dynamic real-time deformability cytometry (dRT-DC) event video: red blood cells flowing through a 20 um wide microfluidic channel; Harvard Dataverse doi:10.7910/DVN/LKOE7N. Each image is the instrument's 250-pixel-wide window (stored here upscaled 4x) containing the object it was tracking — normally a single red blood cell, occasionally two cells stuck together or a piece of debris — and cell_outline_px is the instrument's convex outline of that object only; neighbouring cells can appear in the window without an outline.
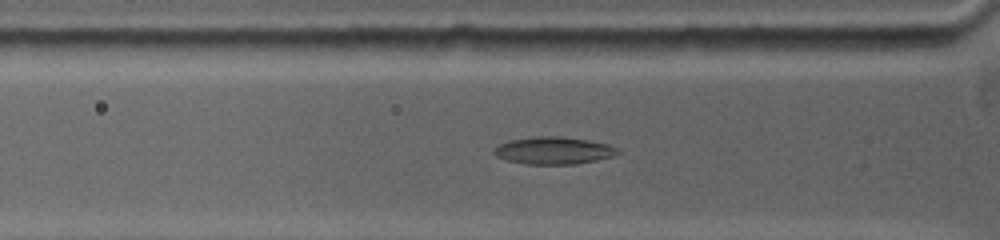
{"species": "common noctule bat (a hibernating species)", "species_latin": "Nyctalus noctula", "temperature_condition": "warm", "stored_images_in_passage": 36, "camera_frame_rate_fps": 5000, "um_per_image_px": 0.085, "animal": {"sex": "female", "body_mass_g": 19.0, "forearm_length_mm": 53.3}, "frame": {"image": 1, "passage_image": 7, "time_ms": 2.8, "image_size_px": [1000, 240], "cell_outline_px": [[620, 152], [612, 156], [596, 160], [576, 164], [528, 164], [508, 160], [496, 156], [492, 152], [500, 144], [512, 140], [536, 136], [560, 136], [588, 140], [604, 144], [616, 148]], "centroid_in_image_um": [47.04, 12.8], "position_along_channel_um": 78.8, "area_um2": 19.31}}
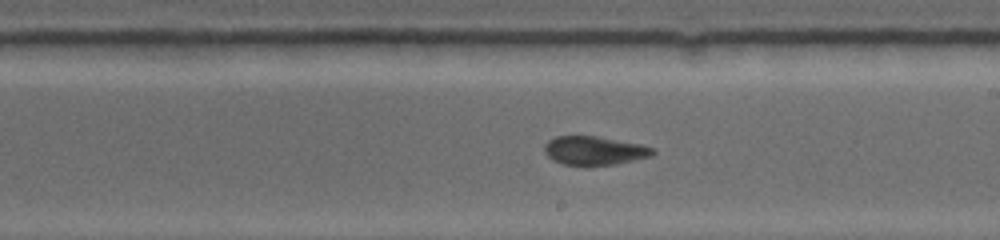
{"frame": {"image": 2, "passage_image": 19, "time_ms": 7.0, "image_size_px": [1000, 240], "cell_outline_px": [[656, 152], [648, 156], [612, 164], [564, 164], [548, 156], [544, 148], [544, 144], [548, 140], [556, 136], [596, 136], [636, 144], [652, 148]], "centroid_in_image_um": [50.45, 12.77], "position_along_channel_um": 238.6, "area_um2": 17.22}}
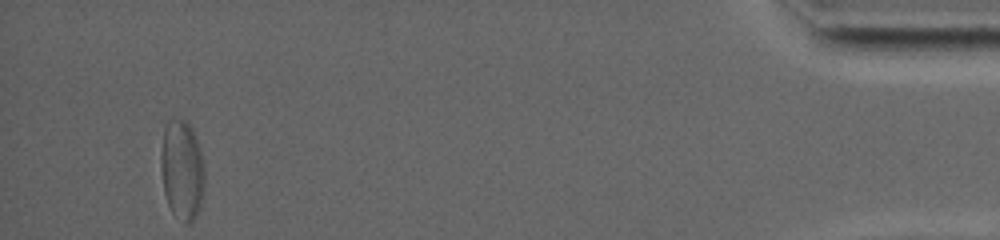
{"frame": {"image": 3, "passage_image": 36, "time_ms": 14.6, "image_size_px": [1000, 240], "cell_outline_px": [[204, 184], [200, 208], [196, 216], [188, 224], [184, 224], [172, 212], [168, 204], [164, 192], [160, 164], [160, 156], [164, 128], [168, 120], [188, 120], [196, 140], [200, 152], [204, 172]], "centroid_in_image_um": [15.45, 14.47], "position_along_channel_um": 419.7, "area_um2": 25.32}, "authors_computed_cell_mechanics": {"area_um2": 18.785, "velocity_mm_per_s": 3.8095, "shape_relaxation_time_tau1_ms": null, "shape_relaxation_time_tau2_ms": 2.7324, "deformation_change_tau1": null, "deformation_change_tau2": 0.0811}}